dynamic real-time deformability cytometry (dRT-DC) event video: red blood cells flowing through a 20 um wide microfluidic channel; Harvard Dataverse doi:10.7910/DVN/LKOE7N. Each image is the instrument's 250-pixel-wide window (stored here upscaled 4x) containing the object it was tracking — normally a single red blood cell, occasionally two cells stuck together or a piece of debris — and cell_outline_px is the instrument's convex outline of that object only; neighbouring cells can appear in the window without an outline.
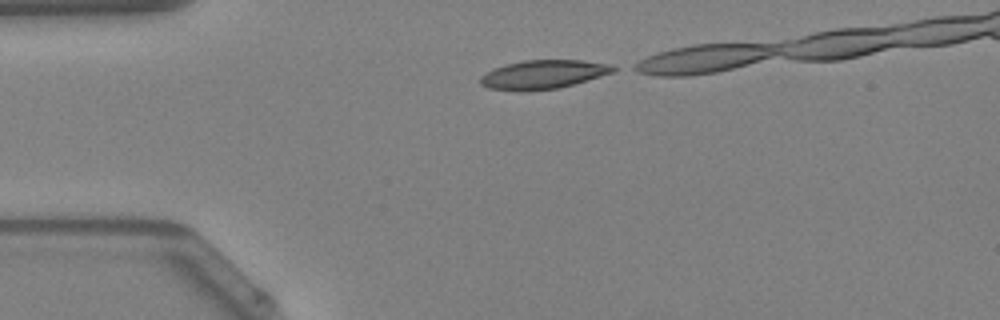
{"species": "Egyptian fruit bat (a non-hibernating species)", "species_latin": "Rousettus aegyptiacus", "temperature_condition": "warm", "stored_images_in_passage": 14, "camera_frame_rate_fps": 3000, "um_per_image_px": 0.085, "animal": {"sex": "female"}, "frame": {"image": 1, "passage_image": 1, "time_ms": 0.0, "image_size_px": [1000, 320], "cell_outline_px": [[620, 68], [612, 72], [588, 80], [556, 88], [488, 88], [480, 84], [480, 76], [496, 68], [508, 64], [524, 60], [584, 60], [612, 64]], "centroid_in_image_um": [46.28, 6.27], "position_along_channel_um": 38.7, "area_um2": 21.27}}